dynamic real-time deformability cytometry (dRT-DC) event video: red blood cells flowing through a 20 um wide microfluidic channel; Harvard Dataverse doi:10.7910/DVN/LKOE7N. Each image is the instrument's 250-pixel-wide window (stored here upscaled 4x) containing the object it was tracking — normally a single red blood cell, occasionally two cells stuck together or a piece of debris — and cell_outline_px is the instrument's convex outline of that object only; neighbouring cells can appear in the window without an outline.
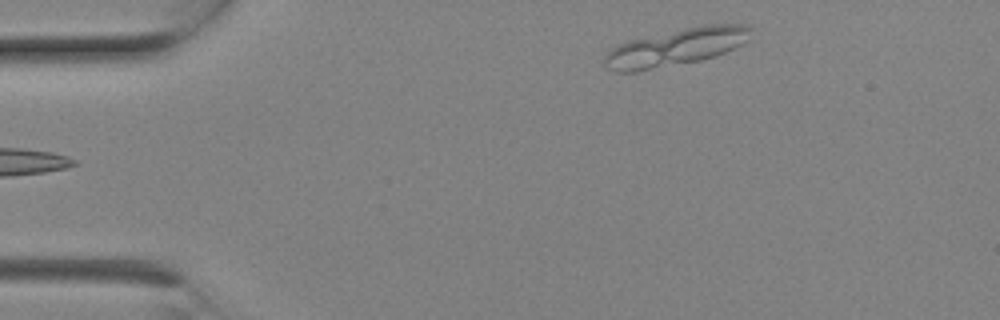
{"species": "Egyptian fruit bat (a non-hibernating species)", "species_latin": "Rousettus aegyptiacus", "temperature_condition": "room temperature", "stored_images_in_passage": 7, "camera_frame_rate_fps": 3000, "um_per_image_px": 0.085, "animal": {"sex": "female"}, "frame": {"image": 1, "passage_image": 7, "time_ms": 2.0, "image_size_px": [1000, 320], "cell_outline_px": [[752, 28], [748, 40], [744, 44], [716, 56], [700, 60], [636, 72], [616, 72], [608, 68], [604, 64], [604, 56], [616, 44], [628, 40], [704, 24], [748, 24]], "centroid_in_image_um": [57.47, 4.01], "position_along_channel_um": 27.5, "area_um2": 31.96}}